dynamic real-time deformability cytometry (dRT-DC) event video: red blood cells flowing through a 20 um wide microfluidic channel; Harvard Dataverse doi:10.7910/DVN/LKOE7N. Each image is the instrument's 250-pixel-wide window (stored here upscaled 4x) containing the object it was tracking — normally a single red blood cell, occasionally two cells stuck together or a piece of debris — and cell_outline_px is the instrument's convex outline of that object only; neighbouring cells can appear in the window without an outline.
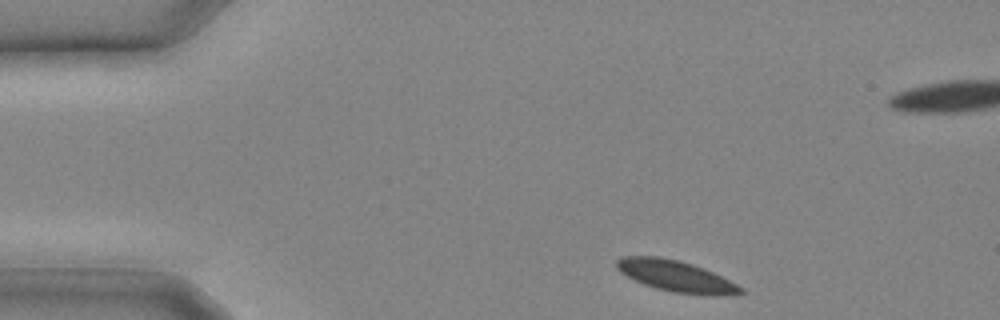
{"species": "common noctule bat (a hibernating species)", "species_latin": "Nyctalus noctula", "temperature_condition": "cold", "stored_images_in_passage": 10, "camera_frame_rate_fps": 3000, "um_per_image_px": 0.085, "animal": {"sex": "male", "body_mass_g": 20.4}, "frame": {"image": 1, "passage_image": 1, "time_ms": 0.0, "image_size_px": [1000, 320], "cell_outline_px": [[744, 292], [672, 292], [656, 288], [644, 284], [620, 272], [616, 268], [616, 260], [620, 256], [656, 256], [676, 260], [692, 264], [704, 268], [744, 288]], "centroid_in_image_um": [57.27, 23.39], "position_along_channel_um": 27.7, "area_um2": 21.21}}
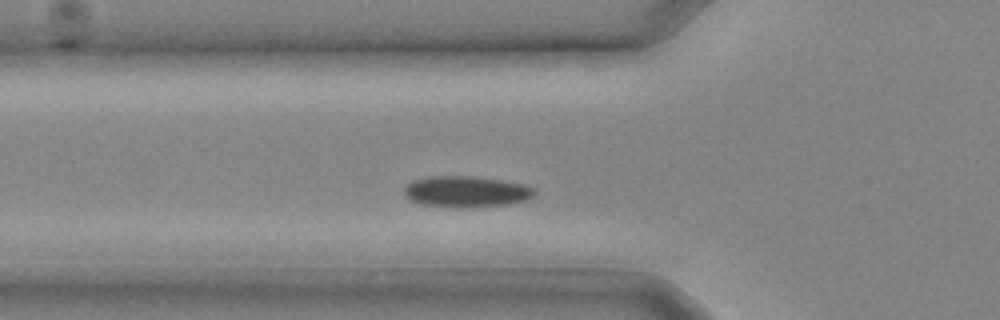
{"frame": {"image": 2, "passage_image": 6, "time_ms": 1.667, "image_size_px": [1000, 320], "cell_outline_px": [[536, 192], [532, 196], [524, 200], [508, 204], [472, 208], [452, 208], [420, 204], [404, 196], [404, 188], [412, 180], [428, 176], [476, 176], [524, 184], [532, 188]], "centroid_in_image_um": [39.58, 16.3], "position_along_channel_um": 86.2, "area_um2": 23.87}}
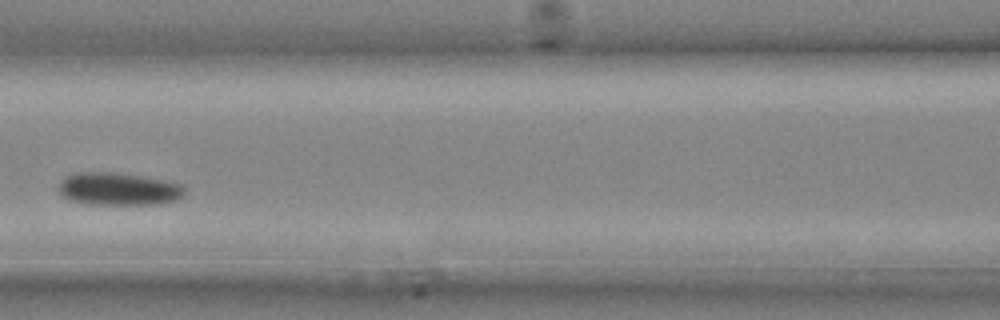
{"frame": {"image": 3, "passage_image": 9, "time_ms": 2.667, "image_size_px": [1000, 320], "cell_outline_px": [[184, 196], [176, 200], [160, 204], [84, 204], [68, 200], [60, 192], [60, 180], [64, 176], [72, 172], [116, 172], [164, 180], [184, 184]], "centroid_in_image_um": [10.06, 16.06], "position_along_channel_um": 156.5, "area_um2": 24.28}}